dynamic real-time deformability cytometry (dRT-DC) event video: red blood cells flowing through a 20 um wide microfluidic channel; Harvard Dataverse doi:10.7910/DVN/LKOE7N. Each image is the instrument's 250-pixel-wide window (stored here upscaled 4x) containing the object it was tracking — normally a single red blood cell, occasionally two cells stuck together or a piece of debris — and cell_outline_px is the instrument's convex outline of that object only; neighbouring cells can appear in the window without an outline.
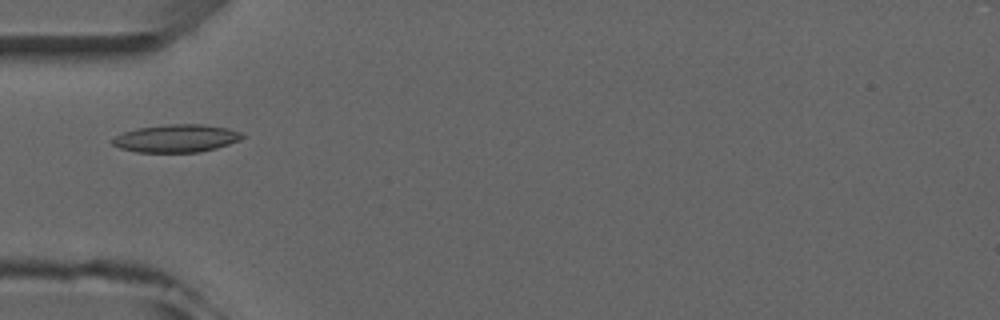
{"species": "common noctule bat (a hibernating species)", "species_latin": "Nyctalus noctula", "temperature_condition": "room temperature", "stored_images_in_passage": 5, "camera_frame_rate_fps": 3000, "um_per_image_px": 0.085, "animal": {"sex": "male", "forearm_length_mm": 52.5}, "frame": {"image": 1, "passage_image": 5, "time_ms": 4.667, "image_size_px": [1000, 320], "cell_outline_px": [[244, 136], [240, 140], [216, 148], [200, 152], [136, 152], [120, 148], [112, 144], [112, 140], [116, 136], [124, 132], [136, 128], [168, 124], [204, 124], [228, 128], [244, 132]], "centroid_in_image_um": [15.02, 11.75], "position_along_channel_um": 70.0, "area_um2": 21.1}}